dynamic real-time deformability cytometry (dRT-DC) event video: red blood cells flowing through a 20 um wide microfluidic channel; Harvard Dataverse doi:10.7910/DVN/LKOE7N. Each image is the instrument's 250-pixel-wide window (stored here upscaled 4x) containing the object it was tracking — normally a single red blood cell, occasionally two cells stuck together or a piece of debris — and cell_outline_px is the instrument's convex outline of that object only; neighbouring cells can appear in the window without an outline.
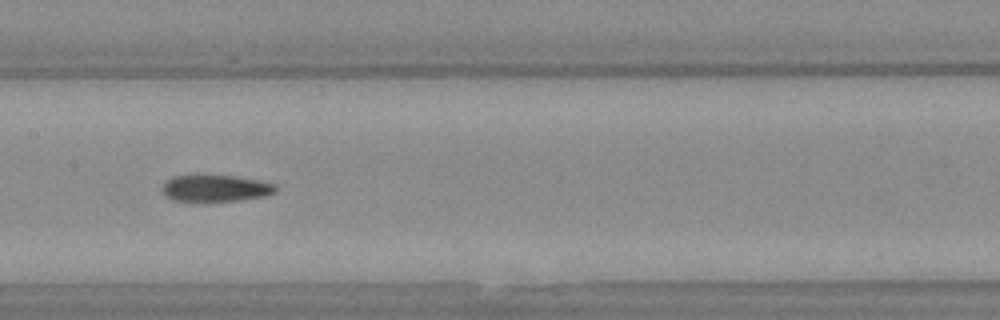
{"species": "Egyptian fruit bat (a non-hibernating species)", "species_latin": "Rousettus aegyptiacus", "temperature_condition": "warm", "stored_images_in_passage": 39, "camera_frame_rate_fps": 3000, "um_per_image_px": 0.085, "animal": {"sex": "female"}, "frame": {"image": 1, "passage_image": 17, "time_ms": 5.333, "image_size_px": [1000, 320], "cell_outline_px": [[276, 192], [264, 196], [236, 200], [176, 200], [164, 196], [164, 184], [172, 176], [232, 176], [256, 180], [276, 184]], "centroid_in_image_um": [18.35, 15.99], "position_along_channel_um": 189.1, "area_um2": 16.88}}